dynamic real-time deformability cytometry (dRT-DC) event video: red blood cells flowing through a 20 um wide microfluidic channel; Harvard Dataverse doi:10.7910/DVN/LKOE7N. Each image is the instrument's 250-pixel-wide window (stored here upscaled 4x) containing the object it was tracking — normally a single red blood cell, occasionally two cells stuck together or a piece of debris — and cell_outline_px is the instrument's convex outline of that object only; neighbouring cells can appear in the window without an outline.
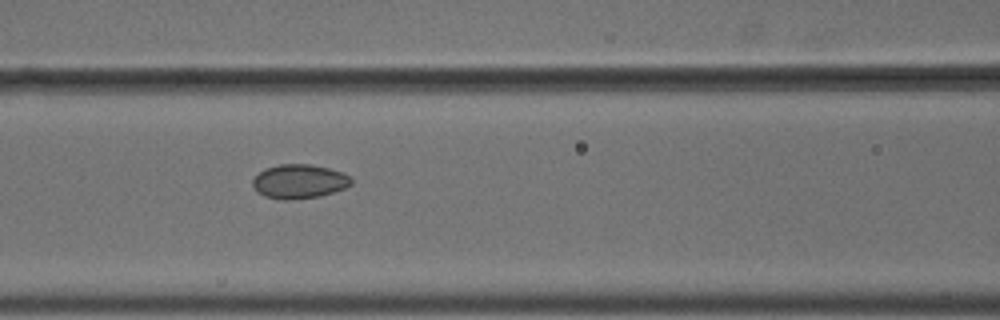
{"species": "common noctule bat (a hibernating species)", "species_latin": "Nyctalus noctula", "temperature_condition": "cold", "stored_images_in_passage": 14, "camera_frame_rate_fps": 3000, "um_per_image_px": 0.085, "animal": {"sex": "male", "body_mass_g": 18.8}, "frame": {"image": 1, "passage_image": 7, "time_ms": 2.0, "image_size_px": [1000, 320], "cell_outline_px": [[352, 184], [344, 188], [320, 196], [292, 200], [280, 200], [264, 196], [256, 192], [252, 184], [252, 180], [264, 168], [280, 164], [308, 164], [328, 168], [340, 172], [348, 176], [352, 180]], "centroid_in_image_um": [25.38, 15.43], "position_along_channel_um": 141.2, "area_um2": 19.59}}
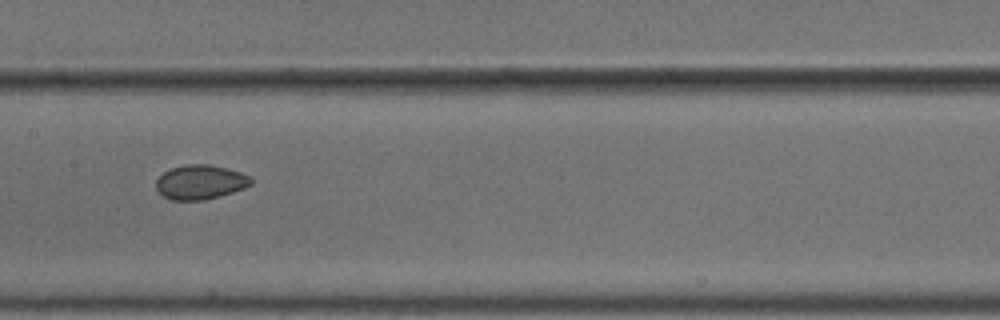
{"frame": {"image": 2, "passage_image": 8, "time_ms": 2.333, "image_size_px": [1000, 320], "cell_outline_px": [[252, 184], [244, 188], [220, 196], [204, 200], [168, 200], [156, 188], [156, 180], [164, 172], [172, 168], [188, 164], [208, 164], [228, 168], [252, 176]], "centroid_in_image_um": [17.05, 15.48], "position_along_channel_um": 190.3, "area_um2": 19.07}}
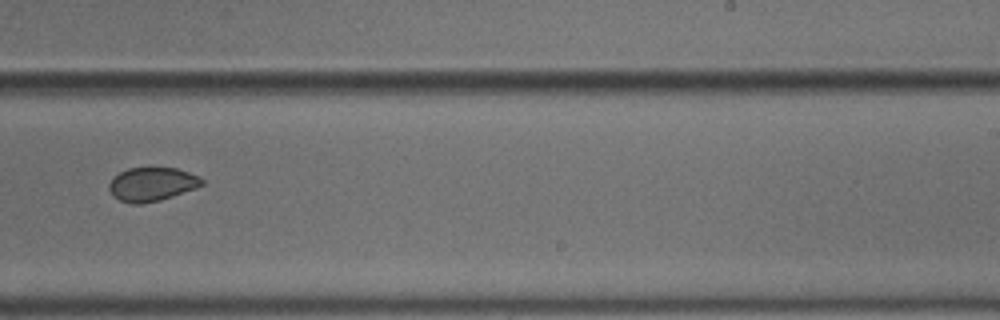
{"frame": {"image": 3, "passage_image": 10, "time_ms": 3.0, "image_size_px": [1000, 320], "cell_outline_px": [[204, 184], [196, 188], [160, 200], [140, 204], [132, 204], [120, 200], [112, 196], [108, 188], [108, 184], [112, 176], [128, 168], [176, 168], [200, 176], [204, 180]], "centroid_in_image_um": [12.89, 15.66], "position_along_channel_um": 276.1, "area_um2": 18.38}}